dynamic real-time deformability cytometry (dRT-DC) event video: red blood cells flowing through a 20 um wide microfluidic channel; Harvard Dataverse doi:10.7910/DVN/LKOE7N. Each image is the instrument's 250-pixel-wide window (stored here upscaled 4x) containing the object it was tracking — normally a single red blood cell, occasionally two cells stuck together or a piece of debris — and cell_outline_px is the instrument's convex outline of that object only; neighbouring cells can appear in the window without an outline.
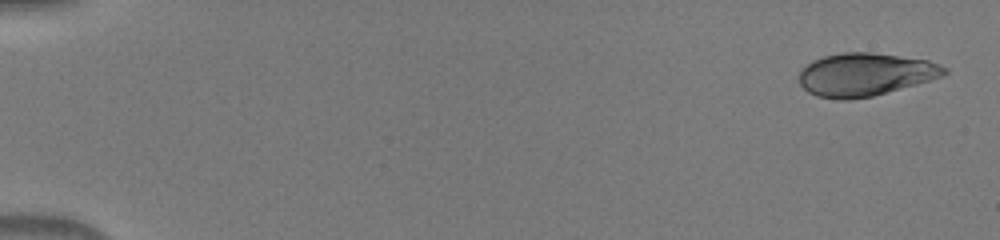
{"species": "human", "species_latin": "Homo sapiens", "temperature_condition": "warm", "stored_images_in_passage": 49, "camera_frame_rate_fps": 3000, "um_per_image_px": 0.085, "donor": {"sex": "male"}, "frame": {"image": 1, "passage_image": 1, "time_ms": 0.0, "image_size_px": [1000, 240], "cell_outline_px": [[948, 72], [944, 76], [916, 84], [872, 96], [848, 100], [840, 100], [816, 96], [808, 92], [800, 84], [800, 72], [812, 60], [824, 56], [844, 52], [872, 52], [928, 60], [940, 64], [948, 68]], "centroid_in_image_um": [73.56, 6.33], "position_along_channel_um": 11.4, "area_um2": 36.3}}
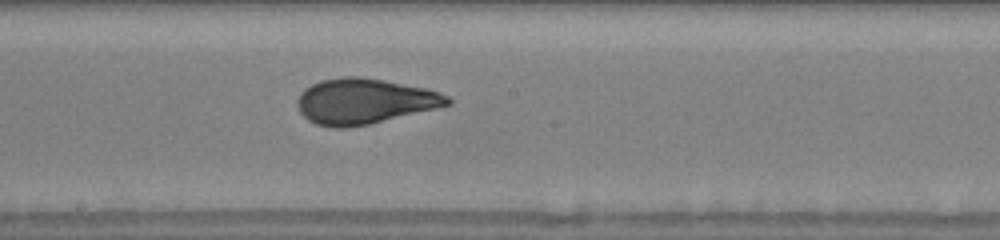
{"frame": {"image": 2, "passage_image": 28, "time_ms": 9.0, "image_size_px": [1000, 240], "cell_outline_px": [[452, 104], [436, 108], [368, 124], [348, 128], [332, 128], [316, 124], [308, 120], [300, 112], [296, 104], [296, 100], [300, 92], [304, 88], [320, 80], [344, 76], [360, 76], [384, 80], [424, 88], [440, 92], [448, 96], [452, 100]], "centroid_in_image_um": [30.93, 8.6], "position_along_channel_um": 217.3, "area_um2": 39.82}}
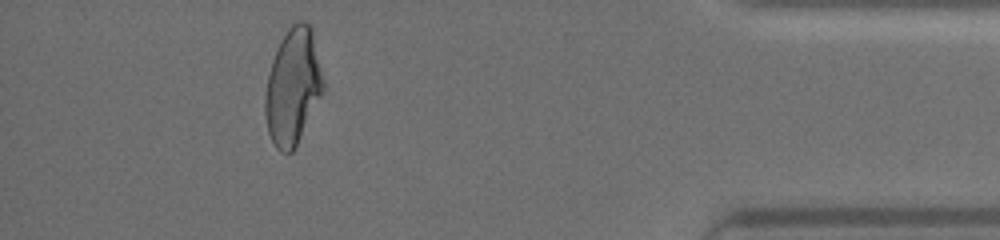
{"frame": {"image": 3, "passage_image": 45, "time_ms": 14.667, "image_size_px": [1000, 240], "cell_outline_px": [[324, 92], [292, 152], [280, 152], [276, 148], [268, 132], [264, 116], [264, 96], [268, 76], [272, 60], [288, 28], [296, 20], [304, 20], [312, 28], [324, 80]], "centroid_in_image_um": [24.9, 7.36], "position_along_channel_um": 410.3, "area_um2": 39.25}}